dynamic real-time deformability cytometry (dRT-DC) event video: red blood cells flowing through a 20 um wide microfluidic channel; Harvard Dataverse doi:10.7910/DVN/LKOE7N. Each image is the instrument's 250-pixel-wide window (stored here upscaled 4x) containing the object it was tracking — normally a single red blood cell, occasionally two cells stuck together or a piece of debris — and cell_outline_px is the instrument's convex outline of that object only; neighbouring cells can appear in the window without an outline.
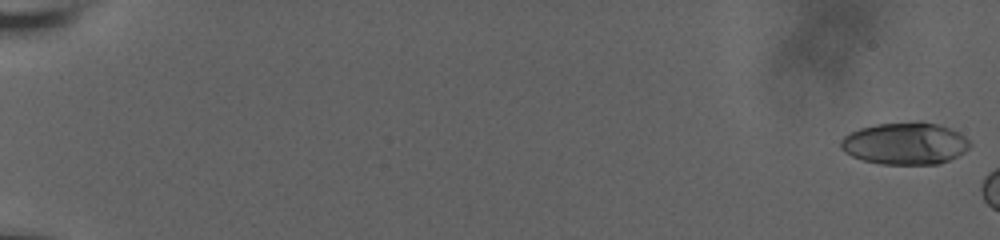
{"species": "human", "species_latin": "Homo sapiens", "temperature_condition": "room temperature", "stored_images_in_passage": 8, "camera_frame_rate_fps": 3000, "um_per_image_px": 0.085, "donor": {"sex": "male"}, "frame": {"image": 1, "passage_image": 1, "time_ms": 0.0, "image_size_px": [1000, 240], "cell_outline_px": [[972, 144], [964, 152], [940, 164], [880, 164], [864, 160], [852, 156], [844, 152], [840, 148], [840, 140], [844, 136], [860, 128], [876, 124], [916, 120], [920, 120], [936, 124], [948, 128], [964, 136]], "centroid_in_image_um": [76.91, 12.18], "position_along_channel_um": 8.1, "area_um2": 31.79}}